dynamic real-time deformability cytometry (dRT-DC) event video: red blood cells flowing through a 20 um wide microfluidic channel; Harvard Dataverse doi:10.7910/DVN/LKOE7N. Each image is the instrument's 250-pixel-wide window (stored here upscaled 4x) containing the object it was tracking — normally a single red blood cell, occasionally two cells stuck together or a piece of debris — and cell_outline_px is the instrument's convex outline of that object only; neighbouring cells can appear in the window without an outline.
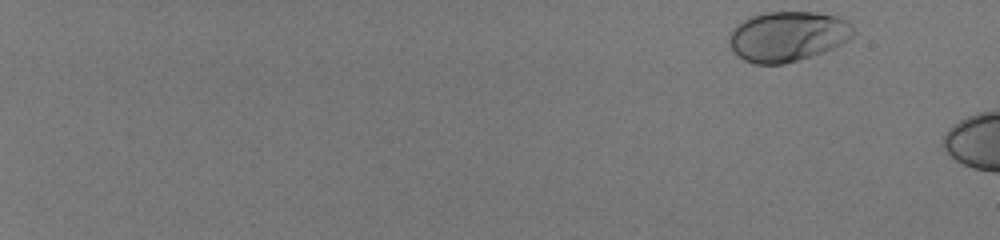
{"species": "human", "species_latin": "Homo sapiens", "temperature_condition": "room temperature", "stored_images_in_passage": 6, "camera_frame_rate_fps": 3000, "um_per_image_px": 0.085, "donor": {"sex": "male"}, "frame": {"image": 1, "passage_image": 1, "time_ms": 0.0, "image_size_px": [1000, 240], "cell_outline_px": [[856, 32], [848, 40], [824, 52], [784, 64], [756, 64], [744, 60], [736, 56], [732, 52], [728, 44], [728, 32], [736, 24], [752, 16], [764, 12], [816, 12], [836, 16], [844, 20]], "centroid_in_image_um": [66.87, 3.1], "position_along_channel_um": 18.1, "area_um2": 36.47}}